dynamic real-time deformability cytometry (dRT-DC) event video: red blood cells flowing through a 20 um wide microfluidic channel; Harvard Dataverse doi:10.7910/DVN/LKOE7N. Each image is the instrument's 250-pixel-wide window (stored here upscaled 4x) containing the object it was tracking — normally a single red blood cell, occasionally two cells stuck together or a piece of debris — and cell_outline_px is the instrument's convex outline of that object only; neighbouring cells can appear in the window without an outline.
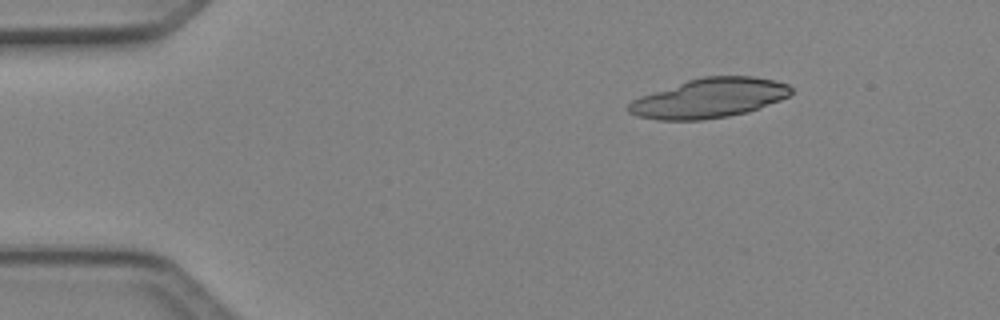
{"species": "Egyptian fruit bat (a non-hibernating species)", "species_latin": "Rousettus aegyptiacus", "temperature_condition": "cold", "stored_images_in_passage": 2, "camera_frame_rate_fps": 3000, "um_per_image_px": 0.085, "animal": {"sex": "female"}, "frame": {"image": 1, "passage_image": 2, "time_ms": 0.333, "image_size_px": [1000, 320], "cell_outline_px": [[792, 92], [788, 96], [780, 100], [748, 112], [728, 116], [704, 120], [656, 120], [636, 116], [628, 112], [628, 104], [632, 100], [640, 96], [688, 80], [704, 76], [752, 76], [776, 80], [788, 84], [792, 88]], "centroid_in_image_um": [60.29, 8.34], "position_along_channel_um": 24.7, "area_um2": 37.45}}